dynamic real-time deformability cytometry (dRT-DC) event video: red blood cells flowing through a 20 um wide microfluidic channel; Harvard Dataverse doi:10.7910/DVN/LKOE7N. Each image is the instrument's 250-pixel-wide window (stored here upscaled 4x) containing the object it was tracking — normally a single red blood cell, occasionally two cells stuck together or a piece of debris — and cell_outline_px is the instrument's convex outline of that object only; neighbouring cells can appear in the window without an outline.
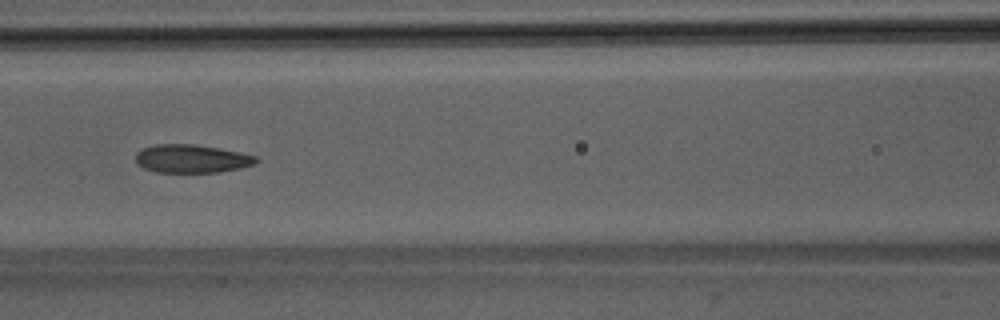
{"species": "Egyptian fruit bat (a non-hibernating species)", "species_latin": "Rousettus aegyptiacus", "temperature_condition": "room temperature", "stored_images_in_passage": 50, "camera_frame_rate_fps": 3000, "um_per_image_px": 0.085, "animal": {"sex": "male"}, "frame": {"image": 1, "passage_image": 22, "time_ms": 7.0, "image_size_px": [1000, 320], "cell_outline_px": [[260, 160], [256, 164], [240, 168], [216, 172], [156, 172], [144, 168], [136, 164], [136, 152], [144, 148], [156, 144], [192, 144], [216, 148], [256, 156]], "centroid_in_image_um": [16.27, 13.49], "position_along_channel_um": 150.3, "area_um2": 19.65}}
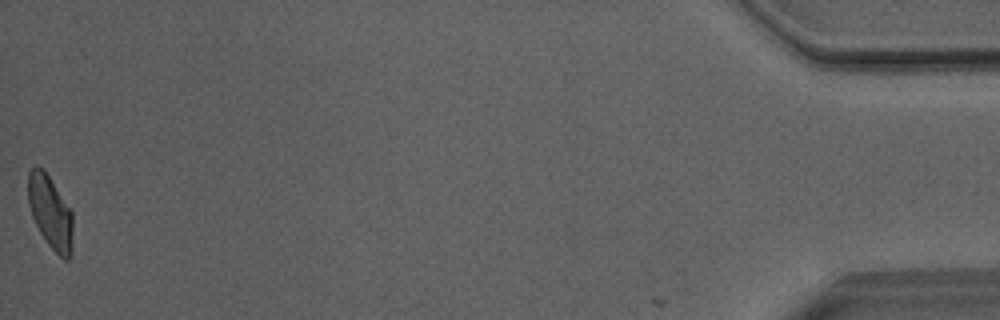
{"frame": {"image": 2, "passage_image": 50, "time_ms": 16.333, "image_size_px": [1000, 320], "cell_outline_px": [[72, 256], [68, 260], [64, 260], [48, 244], [40, 232], [32, 216], [28, 204], [28, 172], [36, 164], [44, 168], [72, 212]], "centroid_in_image_um": [4.27, 18.02], "position_along_channel_um": 430.9, "area_um2": 19.13}, "authors_computed_cell_mechanics": {"area_um2": 20.4034, "velocity_mm_per_s": 4.0516, "shape_relaxation_time_tau1_ms": 6.5868, "shape_relaxation_time_tau2_ms": 2.2151, "deformation_change_tau1": 0.1548, "deformation_change_tau2": 0.0795}}